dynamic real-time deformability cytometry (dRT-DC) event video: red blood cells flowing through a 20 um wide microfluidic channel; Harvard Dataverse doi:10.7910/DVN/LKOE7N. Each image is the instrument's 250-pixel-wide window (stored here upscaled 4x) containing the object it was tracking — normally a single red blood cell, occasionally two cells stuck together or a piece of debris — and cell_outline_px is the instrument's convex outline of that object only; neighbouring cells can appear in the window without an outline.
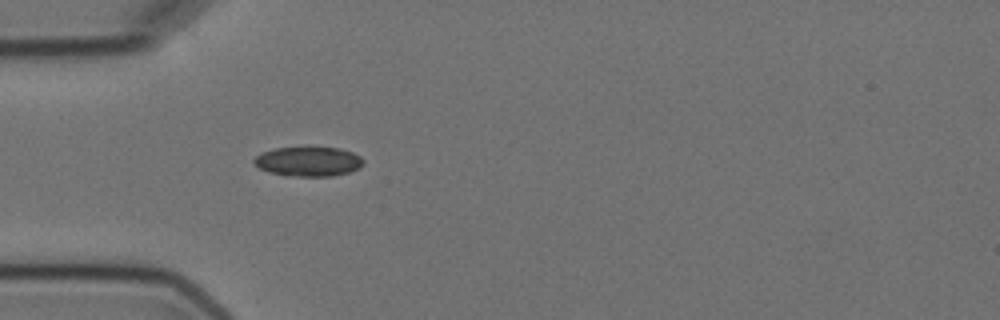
{"species": "Egyptian fruit bat (a non-hibernating species)", "species_latin": "Rousettus aegyptiacus", "temperature_condition": "cold", "stored_images_in_passage": 5, "camera_frame_rate_fps": 3000, "um_per_image_px": 0.085, "animal": {"sex": "female"}, "frame": {"image": 1, "passage_image": 5, "time_ms": 4.667, "image_size_px": [1000, 320], "cell_outline_px": [[364, 164], [360, 168], [348, 172], [332, 176], [288, 176], [268, 172], [260, 168], [252, 160], [256, 156], [264, 152], [276, 148], [340, 148], [352, 152], [360, 156], [364, 160]], "centroid_in_image_um": [26.24, 13.74], "position_along_channel_um": 58.8, "area_um2": 18.67}}